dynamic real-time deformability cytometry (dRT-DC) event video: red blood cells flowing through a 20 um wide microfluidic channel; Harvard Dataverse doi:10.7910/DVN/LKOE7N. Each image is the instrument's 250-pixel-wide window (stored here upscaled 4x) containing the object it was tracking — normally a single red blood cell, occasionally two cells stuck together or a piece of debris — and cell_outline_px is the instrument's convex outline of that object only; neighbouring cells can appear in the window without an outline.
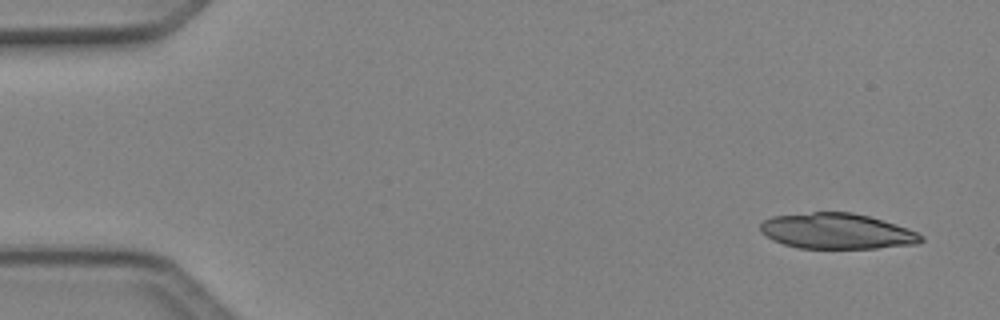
{"species": "Egyptian fruit bat (a non-hibernating species)", "species_latin": "Rousettus aegyptiacus", "temperature_condition": "cold", "stored_images_in_passage": 5, "segment_of_instrument_passage": [1, 2], "camera_frame_rate_fps": 3000, "um_per_image_px": 0.085, "animal": {"sex": "female"}, "frame": {"image": 1, "passage_image": 1, "time_ms": 0.0, "image_size_px": [1000, 320], "cell_outline_px": [[924, 240], [916, 244], [876, 248], [796, 248], [772, 240], [760, 232], [760, 224], [764, 220], [772, 216], [812, 212], [852, 212], [868, 216], [896, 224], [908, 228], [924, 236]], "centroid_in_image_um": [71.12, 19.65], "position_along_channel_um": 13.9, "area_um2": 33.41}}